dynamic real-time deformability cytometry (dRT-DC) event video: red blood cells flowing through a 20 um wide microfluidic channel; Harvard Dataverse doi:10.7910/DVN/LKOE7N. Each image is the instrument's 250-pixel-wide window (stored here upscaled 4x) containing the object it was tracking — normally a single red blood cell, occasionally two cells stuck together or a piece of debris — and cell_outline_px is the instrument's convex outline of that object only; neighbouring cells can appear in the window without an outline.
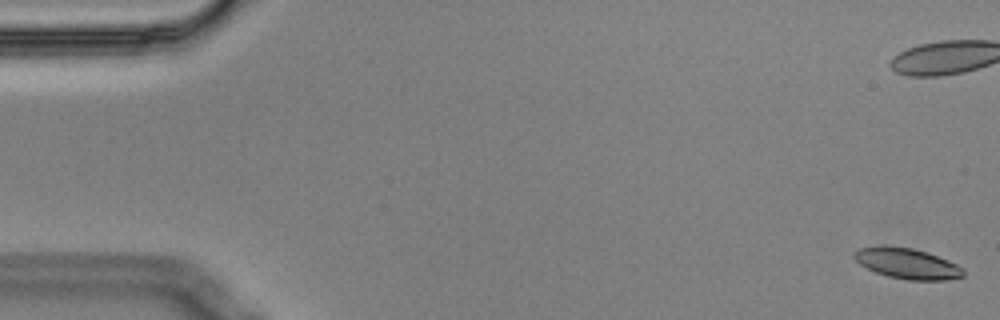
{"species": "Egyptian fruit bat (a non-hibernating species)", "species_latin": "Rousettus aegyptiacus", "temperature_condition": "cold", "stored_images_in_passage": 10, "camera_frame_rate_fps": 3000, "um_per_image_px": 0.085, "animal": {"sex": "male"}, "frame": {"image": 1, "passage_image": 1, "time_ms": 0.0, "image_size_px": [1000, 320], "cell_outline_px": [[964, 276], [948, 280], [908, 280], [888, 276], [876, 272], [860, 264], [852, 256], [852, 252], [860, 248], [880, 244], [884, 244], [912, 248], [928, 252], [956, 264], [964, 268]], "centroid_in_image_um": [77.09, 22.37], "position_along_channel_um": 7.9, "area_um2": 19.71}}